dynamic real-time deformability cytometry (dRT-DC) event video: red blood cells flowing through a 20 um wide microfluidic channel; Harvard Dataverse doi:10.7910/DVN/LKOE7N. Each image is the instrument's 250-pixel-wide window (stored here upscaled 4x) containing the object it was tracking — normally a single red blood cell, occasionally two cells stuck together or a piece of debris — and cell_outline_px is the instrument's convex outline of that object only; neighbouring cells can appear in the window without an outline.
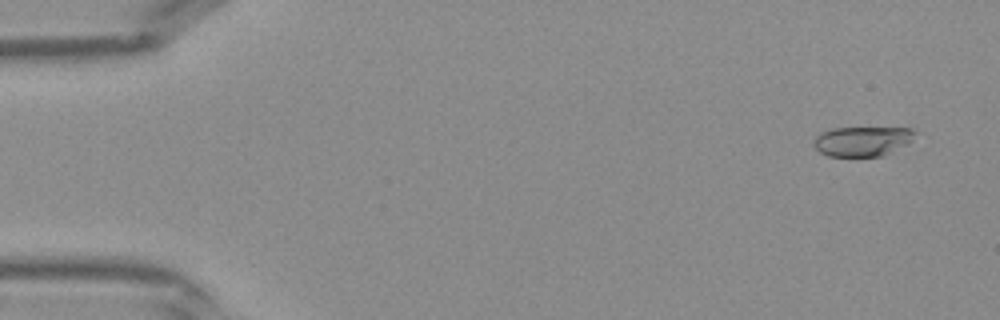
{"species": "Egyptian fruit bat (a non-hibernating species)", "species_latin": "Rousettus aegyptiacus", "temperature_condition": "warm", "stored_images_in_passage": 42, "camera_frame_rate_fps": 3000, "um_per_image_px": 0.085, "frame": {"image": 1, "passage_image": 3, "time_ms": 0.667, "image_size_px": [1000, 320], "cell_outline_px": [[916, 132], [912, 140], [884, 156], [828, 156], [820, 152], [812, 144], [816, 136], [820, 132], [832, 128], [912, 128]], "centroid_in_image_um": [73.27, 12.0], "position_along_channel_um": 11.7, "area_um2": 17.51}}
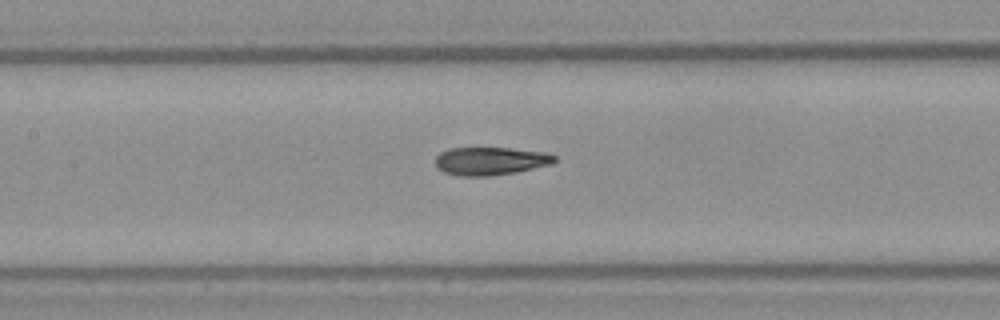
{"frame": {"image": 2, "passage_image": 20, "time_ms": 6.333, "image_size_px": [1000, 320], "cell_outline_px": [[556, 160], [552, 164], [516, 172], [488, 176], [460, 176], [444, 172], [436, 168], [436, 156], [440, 152], [448, 148], [508, 148], [548, 152], [556, 156]], "centroid_in_image_um": [41.69, 13.68], "position_along_channel_um": 165.7, "area_um2": 19.59}}
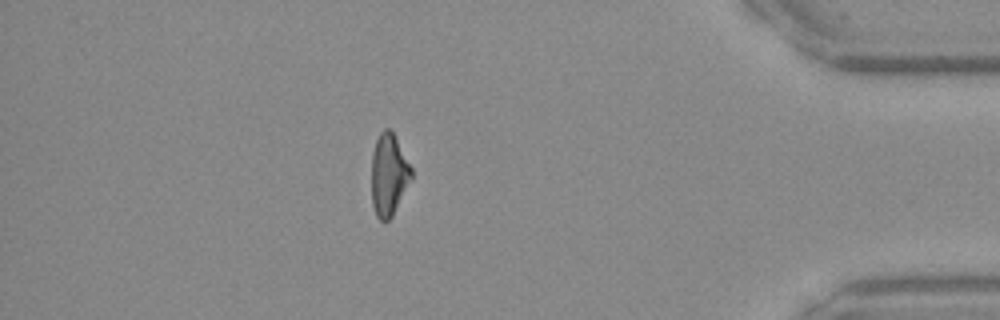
{"frame": {"image": 3, "passage_image": 37, "time_ms": 12.0, "image_size_px": [1000, 320], "cell_outline_px": [[412, 180], [392, 216], [388, 220], [380, 220], [376, 216], [372, 204], [372, 152], [376, 140], [380, 132], [384, 128], [388, 128], [392, 132], [412, 168]], "centroid_in_image_um": [33.05, 14.87], "position_along_channel_um": 402.2, "area_um2": 18.96}}